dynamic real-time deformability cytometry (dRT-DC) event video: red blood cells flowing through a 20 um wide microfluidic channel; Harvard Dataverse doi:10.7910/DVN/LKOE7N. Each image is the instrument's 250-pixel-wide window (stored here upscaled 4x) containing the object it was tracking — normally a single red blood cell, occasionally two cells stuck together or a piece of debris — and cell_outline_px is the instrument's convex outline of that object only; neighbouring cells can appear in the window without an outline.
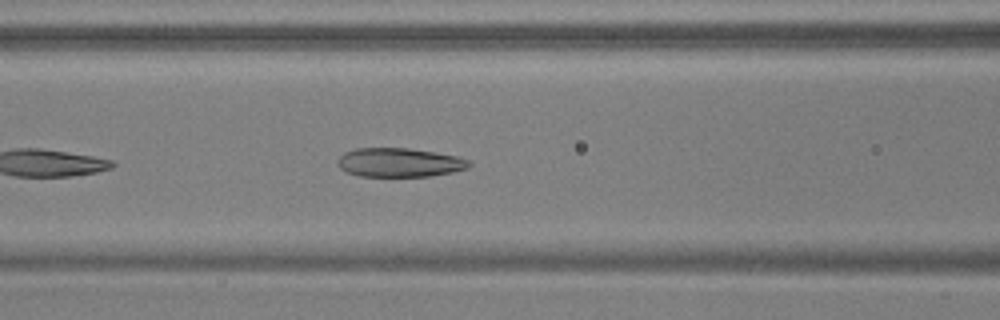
{"species": "common noctule bat (a hibernating species)", "species_latin": "Nyctalus noctula", "temperature_condition": "warm", "stored_images_in_passage": 25, "camera_frame_rate_fps": 3000, "um_per_image_px": 0.085, "animal": {"sex": "male", "body_mass_g": 17.9, "forearm_length_mm": 54.2}, "frame": {"image": 1, "passage_image": 8, "time_ms": 2.333, "image_size_px": [1000, 320], "cell_outline_px": [[472, 164], [468, 168], [452, 172], [428, 176], [360, 176], [348, 172], [340, 168], [336, 164], [336, 160], [344, 152], [356, 148], [408, 148], [456, 156], [468, 160]], "centroid_in_image_um": [33.91, 13.81], "position_along_channel_um": 132.7, "area_um2": 22.08}}
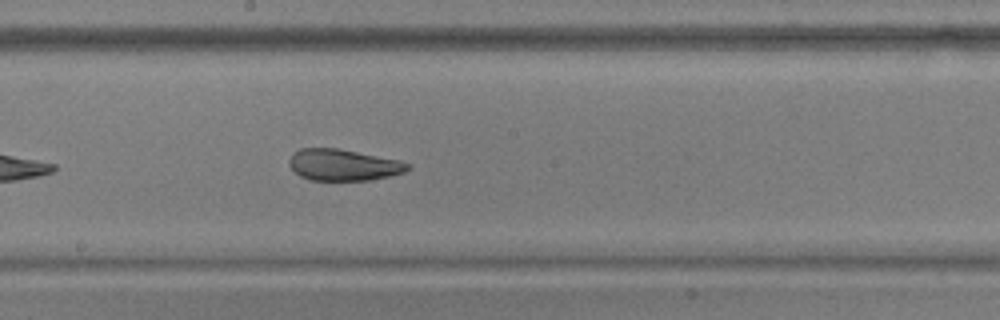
{"frame": {"image": 2, "passage_image": 15, "time_ms": 4.667, "image_size_px": [1000, 320], "cell_outline_px": [[412, 168], [404, 172], [388, 176], [368, 180], [308, 180], [300, 176], [288, 164], [288, 160], [292, 152], [300, 148], [340, 148], [400, 160], [412, 164]], "centroid_in_image_um": [29.18, 14.0], "position_along_channel_um": 219.0, "area_um2": 21.96}}
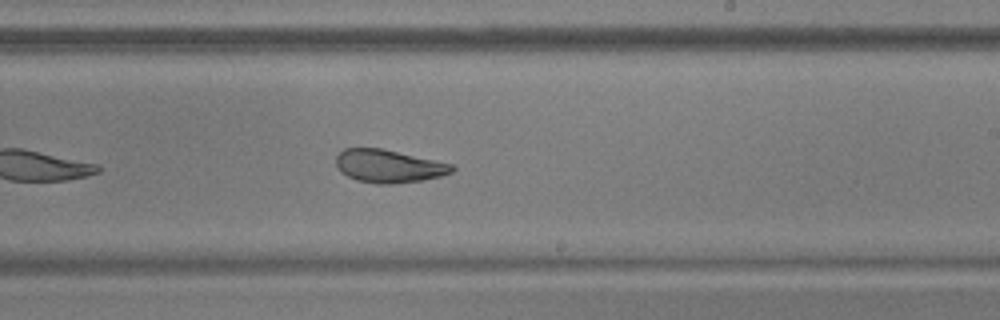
{"frame": {"image": 3, "passage_image": 18, "time_ms": 5.667, "image_size_px": [1000, 320], "cell_outline_px": [[456, 168], [452, 172], [440, 176], [420, 180], [392, 184], [376, 184], [356, 180], [340, 172], [336, 164], [336, 156], [344, 148], [380, 148], [452, 164]], "centroid_in_image_um": [33.0, 14.12], "position_along_channel_um": 256.0, "area_um2": 22.08}}